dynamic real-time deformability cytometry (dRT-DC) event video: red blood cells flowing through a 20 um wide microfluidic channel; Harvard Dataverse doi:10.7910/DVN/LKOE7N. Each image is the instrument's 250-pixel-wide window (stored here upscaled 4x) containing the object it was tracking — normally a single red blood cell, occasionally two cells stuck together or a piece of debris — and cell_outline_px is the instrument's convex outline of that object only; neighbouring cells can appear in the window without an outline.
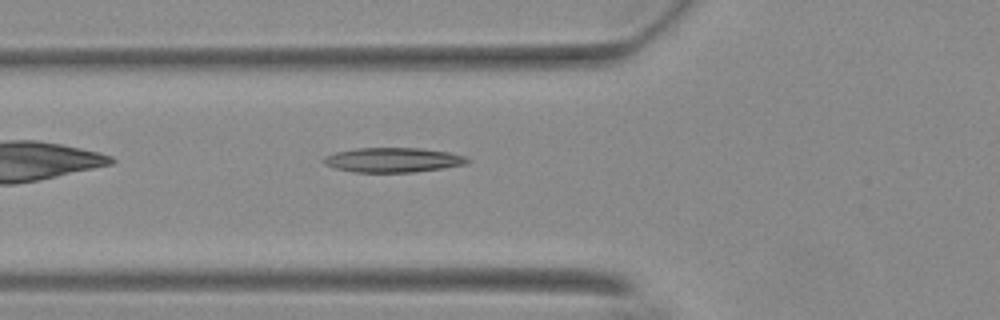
{"species": "Egyptian fruit bat (a non-hibernating species)", "species_latin": "Rousettus aegyptiacus", "temperature_condition": "warm", "stored_images_in_passage": 40, "camera_frame_rate_fps": 3000, "um_per_image_px": 0.085, "animal": {"sex": "female"}, "frame": {"image": 1, "passage_image": 5, "time_ms": 1.333, "image_size_px": [1000, 320], "cell_outline_px": [[472, 160], [468, 164], [412, 172], [356, 172], [336, 168], [324, 164], [320, 160], [324, 156], [336, 152], [356, 148], [420, 148], [448, 152], [464, 156]], "centroid_in_image_um": [33.39, 13.59], "position_along_channel_um": 92.4, "area_um2": 20.58}}
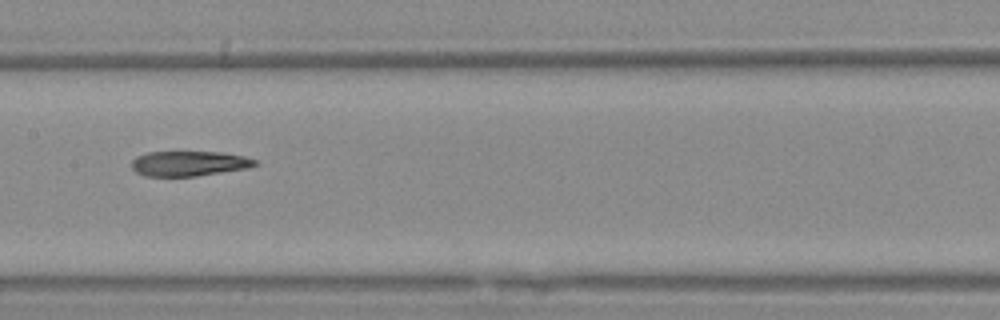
{"frame": {"image": 2, "passage_image": 13, "time_ms": 4.0, "image_size_px": [1000, 320], "cell_outline_px": [[260, 164], [248, 168], [196, 176], [144, 176], [136, 172], [132, 168], [132, 160], [136, 156], [148, 152], [224, 152], [244, 156], [256, 160]], "centroid_in_image_um": [16.08, 13.89], "position_along_channel_um": 191.3, "area_um2": 18.09}}
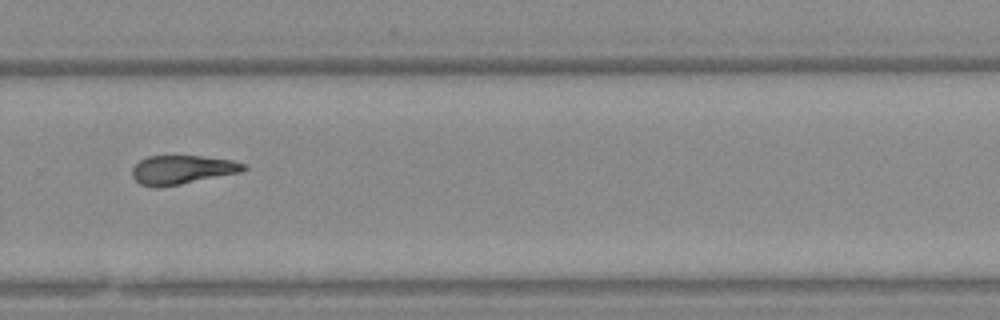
{"frame": {"image": 3, "passage_image": 23, "time_ms": 7.333, "image_size_px": [1000, 320], "cell_outline_px": [[248, 168], [244, 172], [180, 184], [140, 184], [132, 176], [132, 168], [140, 160], [148, 156], [200, 156], [232, 160], [244, 164]], "centroid_in_image_um": [15.56, 14.39], "position_along_channel_um": 314.2, "area_um2": 18.21}, "authors_computed_cell_mechanics": {"area_um2": 19.074, "velocity_mm_per_s": 3.7041, "shape_relaxation_time_tau1_ms": null, "shape_relaxation_time_tau2_ms": 7.6817, "deformation_change_tau1": null, "deformation_change_tau2": 0.1962}}